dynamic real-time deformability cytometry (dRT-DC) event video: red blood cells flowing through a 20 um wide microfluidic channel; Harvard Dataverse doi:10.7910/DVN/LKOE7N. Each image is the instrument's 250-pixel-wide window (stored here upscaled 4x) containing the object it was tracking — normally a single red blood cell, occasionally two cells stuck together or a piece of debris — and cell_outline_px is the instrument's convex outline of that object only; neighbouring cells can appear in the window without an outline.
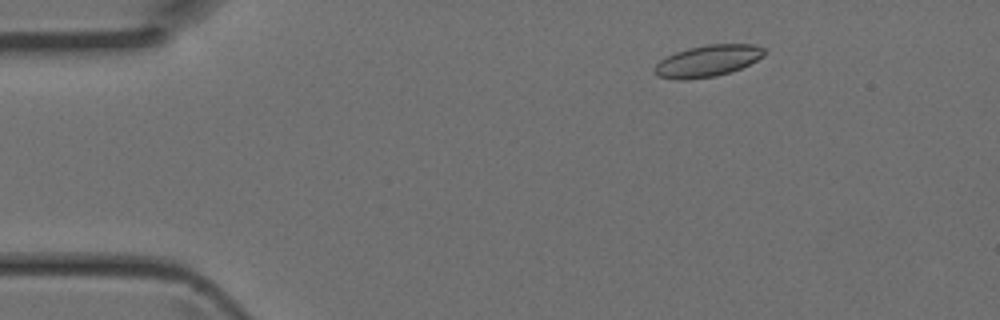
{"species": "Egyptian fruit bat (a non-hibernating species)", "species_latin": "Rousettus aegyptiacus", "temperature_condition": "room temperature", "stored_images_in_passage": 41, "camera_frame_rate_fps": 3000, "um_per_image_px": 0.085, "animal": {"sex": "female"}, "frame": {"image": 1, "passage_image": 4, "time_ms": 1.0, "image_size_px": [1000, 320], "cell_outline_px": [[768, 52], [764, 56], [740, 68], [716, 76], [684, 80], [676, 80], [656, 76], [652, 68], [660, 60], [676, 52], [688, 48], [708, 44], [756, 44], [764, 48]], "centroid_in_image_um": [60.14, 5.17], "position_along_channel_um": 24.9, "area_um2": 20.29}}
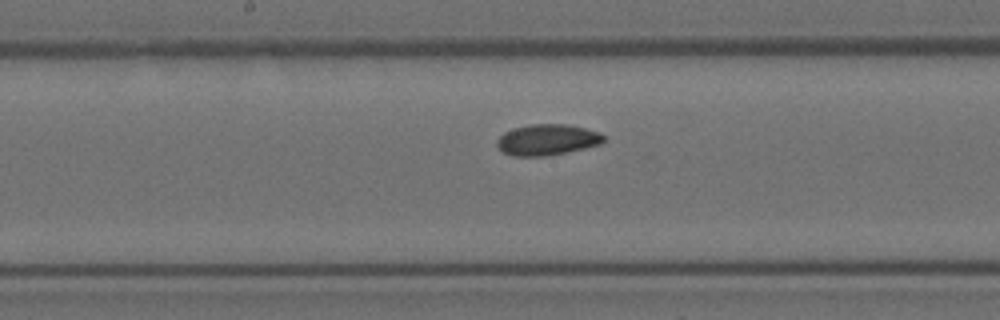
{"frame": {"image": 2, "passage_image": 20, "time_ms": 6.333, "image_size_px": [1000, 320], "cell_outline_px": [[604, 140], [600, 144], [584, 148], [544, 156], [512, 156], [504, 152], [496, 144], [496, 140], [504, 132], [512, 128], [528, 124], [568, 124], [600, 132], [604, 136]], "centroid_in_image_um": [46.48, 11.86], "position_along_channel_um": 201.7, "area_um2": 19.19}}
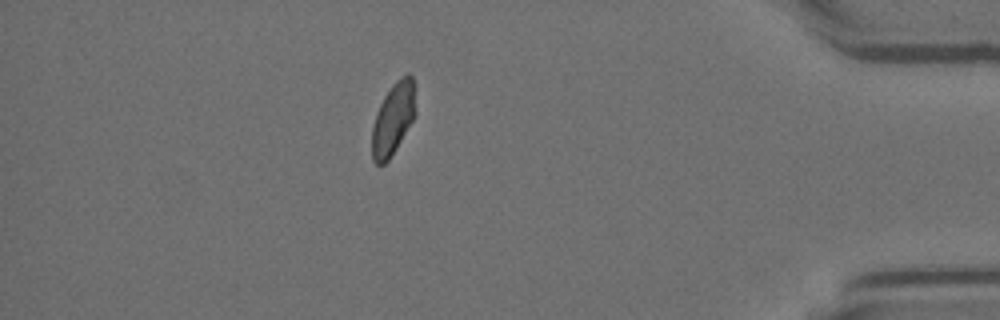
{"frame": {"image": 3, "passage_image": 36, "time_ms": 11.667, "image_size_px": [1000, 320], "cell_outline_px": [[416, 112], [412, 120], [396, 148], [388, 160], [384, 164], [376, 164], [372, 160], [372, 128], [376, 112], [384, 96], [392, 84], [400, 76], [408, 72], [412, 76]], "centroid_in_image_um": [33.4, 10.07], "position_along_channel_um": 401.8, "area_um2": 18.15}}